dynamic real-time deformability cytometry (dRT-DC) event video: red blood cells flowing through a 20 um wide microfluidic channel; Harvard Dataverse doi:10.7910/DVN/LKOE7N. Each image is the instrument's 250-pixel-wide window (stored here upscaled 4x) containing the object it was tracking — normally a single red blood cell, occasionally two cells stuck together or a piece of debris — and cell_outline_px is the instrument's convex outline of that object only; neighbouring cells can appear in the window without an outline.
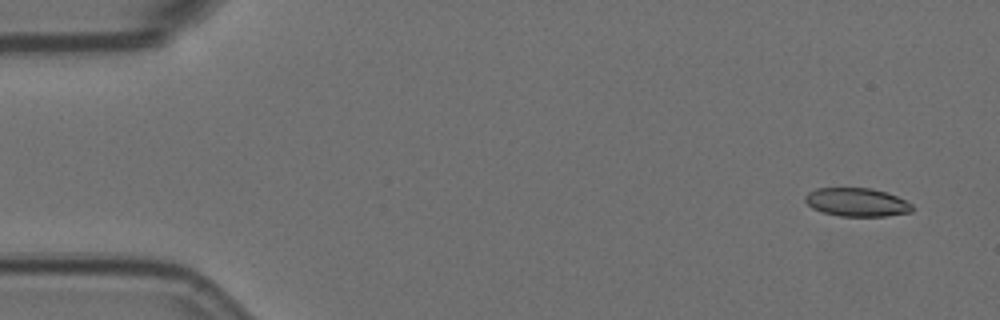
{"species": "Egyptian fruit bat (a non-hibernating species)", "species_latin": "Rousettus aegyptiacus", "temperature_condition": "room temperature", "stored_images_in_passage": 5, "camera_frame_rate_fps": 3000, "um_per_image_px": 0.085, "animal": {"sex": "female"}, "frame": {"image": 1, "passage_image": 1, "time_ms": 0.0, "image_size_px": [1000, 320], "cell_outline_px": [[912, 212], [888, 216], [840, 216], [824, 212], [812, 208], [804, 200], [804, 196], [808, 192], [816, 188], [872, 188], [896, 196], [912, 204]], "centroid_in_image_um": [72.81, 17.19], "position_along_channel_um": 12.2, "area_um2": 17.69}}
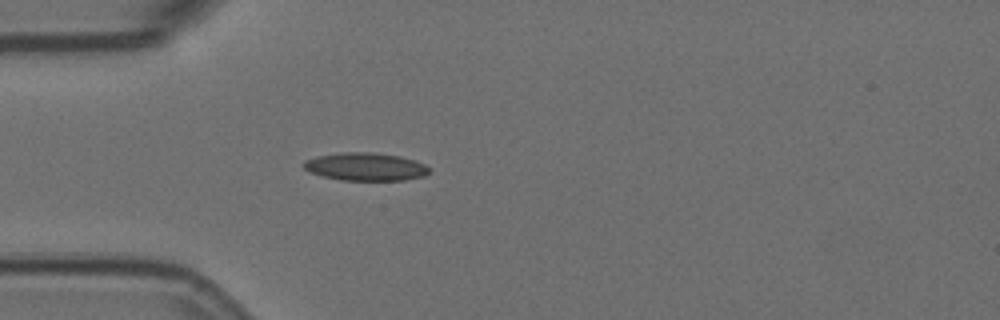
{"frame": {"image": 2, "passage_image": 5, "time_ms": 1.333, "image_size_px": [1000, 320], "cell_outline_px": [[432, 168], [424, 176], [404, 180], [340, 180], [324, 176], [312, 172], [304, 168], [304, 160], [316, 156], [344, 152], [372, 152], [400, 156], [416, 160]], "centroid_in_image_um": [31.11, 14.16], "position_along_channel_um": 53.9, "area_um2": 20.4}}